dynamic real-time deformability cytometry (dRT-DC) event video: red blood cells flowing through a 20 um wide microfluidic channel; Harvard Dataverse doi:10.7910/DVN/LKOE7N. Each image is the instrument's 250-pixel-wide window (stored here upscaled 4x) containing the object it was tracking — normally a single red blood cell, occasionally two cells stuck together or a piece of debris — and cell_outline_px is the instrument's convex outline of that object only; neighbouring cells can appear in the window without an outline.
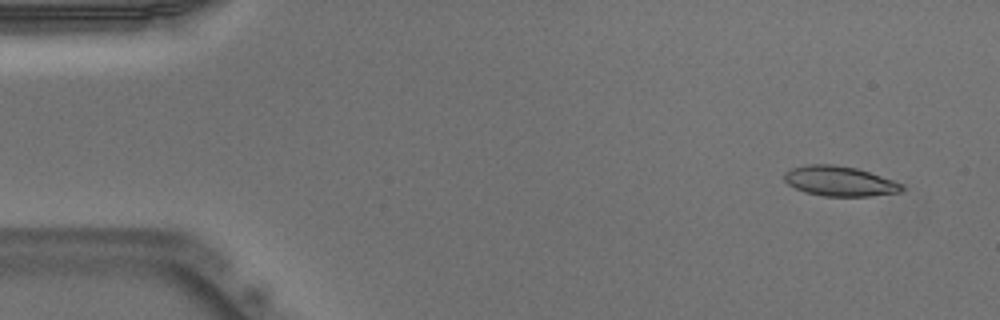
{"species": "Egyptian fruit bat (a non-hibernating species)", "species_latin": "Rousettus aegyptiacus", "temperature_condition": "warm", "stored_images_in_passage": 52, "camera_frame_rate_fps": 3000, "um_per_image_px": 0.085, "animal": {"sex": "male"}, "frame": {"image": 1, "passage_image": 4, "time_ms": 1.0, "image_size_px": [1000, 320], "cell_outline_px": [[904, 188], [900, 192], [868, 196], [824, 196], [804, 192], [788, 184], [784, 180], [784, 172], [792, 168], [812, 164], [828, 164], [856, 168], [904, 184]], "centroid_in_image_um": [71.35, 15.4], "position_along_channel_um": 13.6, "area_um2": 20.29}}
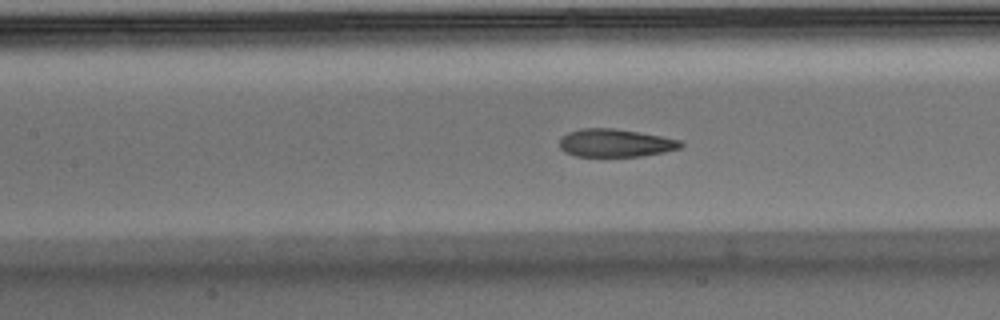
{"frame": {"image": 2, "passage_image": 23, "time_ms": 7.333, "image_size_px": [1000, 320], "cell_outline_px": [[684, 144], [680, 148], [664, 152], [644, 156], [576, 156], [564, 152], [560, 148], [560, 136], [568, 132], [584, 128], [612, 128], [660, 136], [680, 140]], "centroid_in_image_um": [52.28, 12.16], "position_along_channel_um": 155.1, "area_um2": 19.65}}
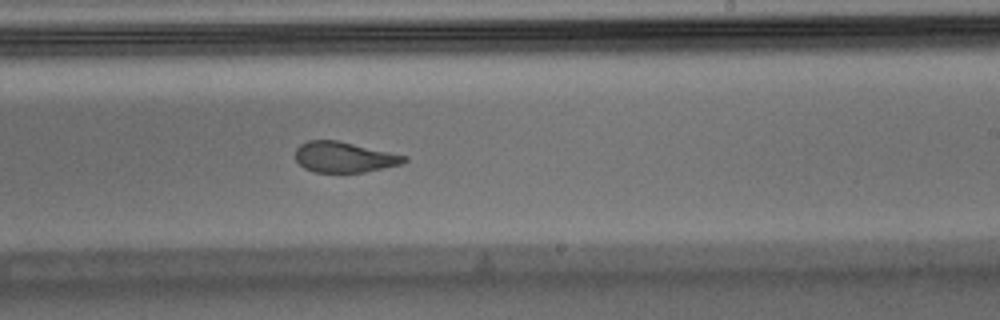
{"frame": {"image": 3, "passage_image": 31, "time_ms": 10.0, "image_size_px": [1000, 320], "cell_outline_px": [[408, 160], [404, 164], [364, 172], [316, 172], [304, 168], [296, 160], [296, 148], [300, 144], [308, 140], [336, 140], [408, 156]], "centroid_in_image_um": [29.28, 13.36], "position_along_channel_um": 259.7, "area_um2": 19.36}, "authors_computed_cell_mechanics": {"area_um2": 20.7502, "velocity_mm_per_s": 3.9339, "shape_relaxation_time_tau1_ms": null, "shape_relaxation_time_tau2_ms": 1.4323, "deformation_change_tau1": null, "deformation_change_tau2": 0.0893}}